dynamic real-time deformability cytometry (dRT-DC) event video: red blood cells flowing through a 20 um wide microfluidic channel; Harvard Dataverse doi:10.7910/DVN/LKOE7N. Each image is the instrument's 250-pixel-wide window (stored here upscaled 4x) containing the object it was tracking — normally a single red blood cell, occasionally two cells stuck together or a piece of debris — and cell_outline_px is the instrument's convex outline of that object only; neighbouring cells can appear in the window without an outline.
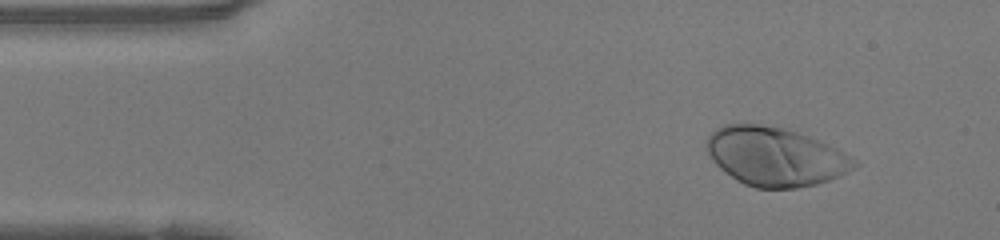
{"species": "human", "species_latin": "Homo sapiens", "temperature_condition": "warm", "stored_images_in_passage": 47, "camera_frame_rate_fps": 3000, "um_per_image_px": 0.085, "donor": {"sex": "female"}, "frame": {"image": 1, "passage_image": 5, "time_ms": 1.333, "image_size_px": [1000, 240], "cell_outline_px": [[860, 164], [856, 168], [840, 176], [816, 184], [796, 188], [756, 188], [744, 184], [736, 180], [724, 172], [712, 160], [704, 148], [704, 144], [708, 136], [716, 128], [724, 124], [760, 124], [784, 128], [808, 136], [836, 148], [844, 152], [856, 160]], "centroid_in_image_um": [65.87, 13.31], "position_along_channel_um": 19.1, "area_um2": 50.75}}
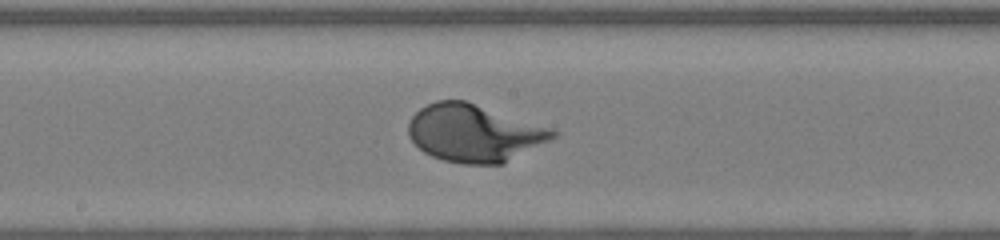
{"frame": {"image": 2, "passage_image": 24, "time_ms": 7.667, "image_size_px": [1000, 240], "cell_outline_px": [[560, 132], [556, 136], [504, 164], [464, 164], [444, 160], [432, 156], [424, 152], [408, 136], [408, 124], [412, 116], [420, 108], [436, 100], [464, 100], [552, 128]], "centroid_in_image_um": [40.3, 11.31], "position_along_channel_um": 207.9, "area_um2": 48.09}}
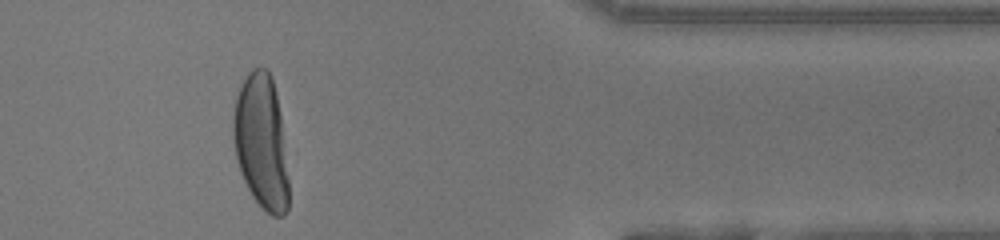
{"frame": {"image": 3, "passage_image": 39, "time_ms": 12.667, "image_size_px": [1000, 240], "cell_outline_px": [[288, 208], [284, 216], [272, 216], [252, 196], [240, 172], [236, 156], [232, 136], [232, 116], [236, 96], [248, 72], [252, 68], [268, 68], [272, 76], [276, 92], [280, 116], [288, 180]], "centroid_in_image_um": [22.18, 12.04], "position_along_channel_um": 389.2, "area_um2": 43.23}}